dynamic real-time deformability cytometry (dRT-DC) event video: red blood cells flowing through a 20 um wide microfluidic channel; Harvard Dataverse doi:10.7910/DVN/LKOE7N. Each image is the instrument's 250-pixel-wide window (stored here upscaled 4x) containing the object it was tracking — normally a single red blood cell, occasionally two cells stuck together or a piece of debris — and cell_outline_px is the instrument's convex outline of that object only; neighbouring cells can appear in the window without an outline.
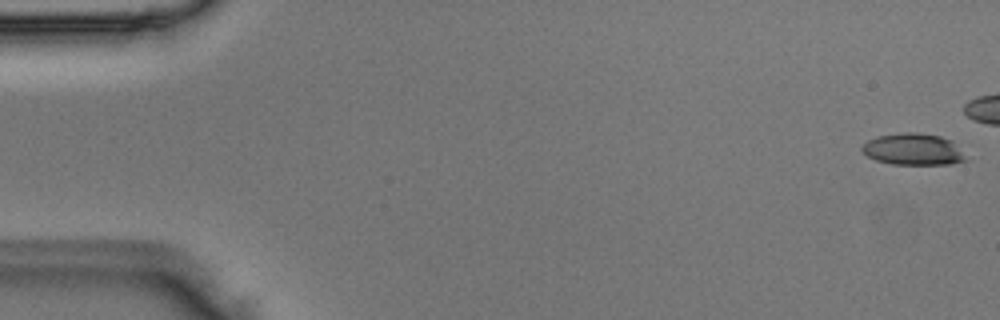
{"species": "Egyptian fruit bat (a non-hibernating species)", "species_latin": "Rousettus aegyptiacus", "temperature_condition": "room temperature", "stored_images_in_passage": 3, "camera_frame_rate_fps": 3000, "um_per_image_px": 0.085, "animal": {"sex": "male"}, "frame": {"image": 1, "passage_image": 1, "time_ms": 0.0, "image_size_px": [1000, 320], "cell_outline_px": [[968, 160], [952, 164], [892, 164], [876, 160], [868, 156], [860, 148], [868, 140], [876, 136], [904, 132], [916, 132], [940, 136], [952, 140]], "centroid_in_image_um": [77.62, 12.69], "position_along_channel_um": 7.4, "area_um2": 19.07}}